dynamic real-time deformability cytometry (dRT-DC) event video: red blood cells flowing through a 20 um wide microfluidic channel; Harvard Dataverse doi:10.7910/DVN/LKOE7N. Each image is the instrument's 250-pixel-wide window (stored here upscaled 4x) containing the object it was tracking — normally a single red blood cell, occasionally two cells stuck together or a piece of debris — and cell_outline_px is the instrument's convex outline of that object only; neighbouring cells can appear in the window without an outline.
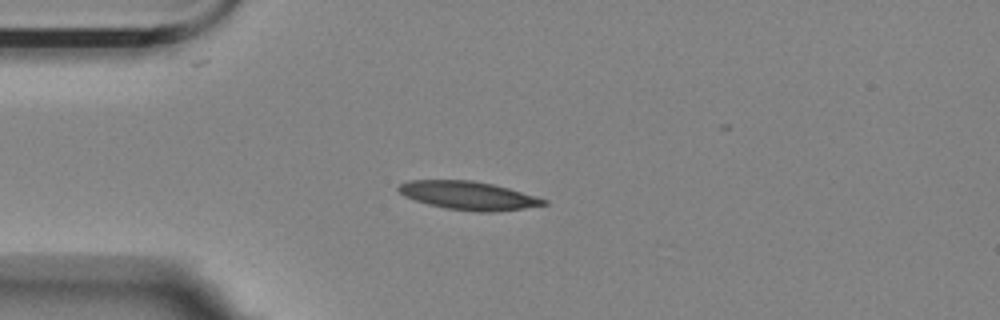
{"species": "Egyptian fruit bat (a non-hibernating species)", "species_latin": "Rousettus aegyptiacus", "temperature_condition": "room temperature", "stored_images_in_passage": 5, "camera_frame_rate_fps": 3000, "um_per_image_px": 0.085, "animal": {"sex": "female"}, "frame": {"image": 1, "passage_image": 3, "time_ms": 0.667, "image_size_px": [1000, 320], "cell_outline_px": [[548, 204], [524, 208], [496, 212], [476, 212], [444, 208], [428, 204], [404, 196], [396, 188], [400, 184], [408, 180], [472, 180], [492, 184], [508, 188], [536, 196], [548, 200]], "centroid_in_image_um": [39.81, 16.62], "position_along_channel_um": 45.2, "area_um2": 24.04}}